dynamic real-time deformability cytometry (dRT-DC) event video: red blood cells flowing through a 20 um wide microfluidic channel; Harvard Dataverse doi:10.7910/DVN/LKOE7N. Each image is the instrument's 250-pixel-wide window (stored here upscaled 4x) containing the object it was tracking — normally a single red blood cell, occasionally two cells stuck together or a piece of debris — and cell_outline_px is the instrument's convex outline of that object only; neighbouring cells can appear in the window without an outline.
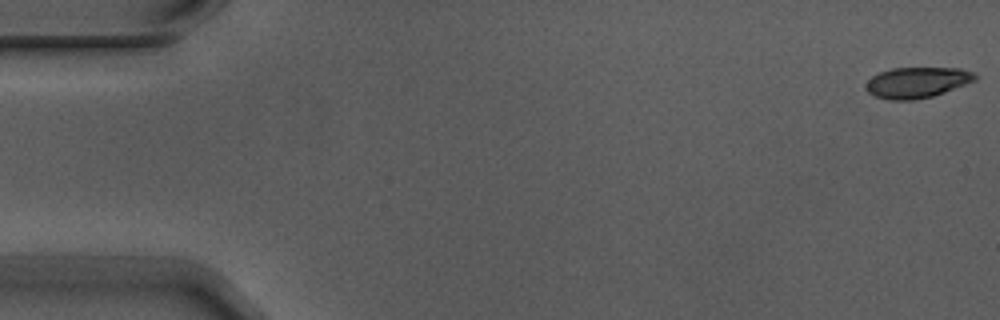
{"species": "Egyptian fruit bat (a non-hibernating species)", "species_latin": "Rousettus aegyptiacus", "temperature_condition": "warm", "stored_images_in_passage": 3, "camera_frame_rate_fps": 3000, "um_per_image_px": 0.085, "animal": {"sex": "male"}, "frame": {"image": 1, "passage_image": 1, "time_ms": 0.0, "image_size_px": [1000, 320], "cell_outline_px": [[976, 80], [944, 92], [932, 96], [912, 100], [888, 100], [876, 96], [868, 92], [864, 88], [864, 84], [872, 76], [880, 72], [892, 68], [960, 68], [972, 72], [976, 76]], "centroid_in_image_um": [77.9, 7.01], "position_along_channel_um": 7.1, "area_um2": 19.48}}